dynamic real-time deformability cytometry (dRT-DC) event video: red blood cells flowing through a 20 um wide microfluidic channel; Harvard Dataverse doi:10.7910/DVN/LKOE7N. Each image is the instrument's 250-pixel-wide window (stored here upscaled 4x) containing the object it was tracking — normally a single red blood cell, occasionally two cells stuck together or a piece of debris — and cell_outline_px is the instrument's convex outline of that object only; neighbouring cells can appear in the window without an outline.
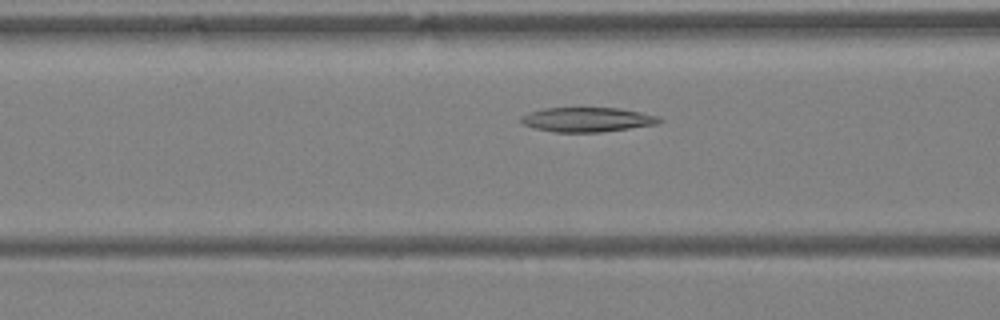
{"species": "Egyptian fruit bat (a non-hibernating species)", "species_latin": "Rousettus aegyptiacus", "temperature_condition": "warm", "stored_images_in_passage": 26, "camera_frame_rate_fps": 3000, "um_per_image_px": 0.085, "animal": {"sex": "female"}, "frame": {"image": 1, "passage_image": 4, "time_ms": 1.0, "image_size_px": [1000, 320], "cell_outline_px": [[664, 120], [660, 124], [600, 132], [552, 132], [536, 128], [524, 124], [520, 120], [520, 116], [528, 112], [544, 108], [620, 108], [660, 116]], "centroid_in_image_um": [49.96, 10.16], "position_along_channel_um": 116.6, "area_um2": 19.88}}
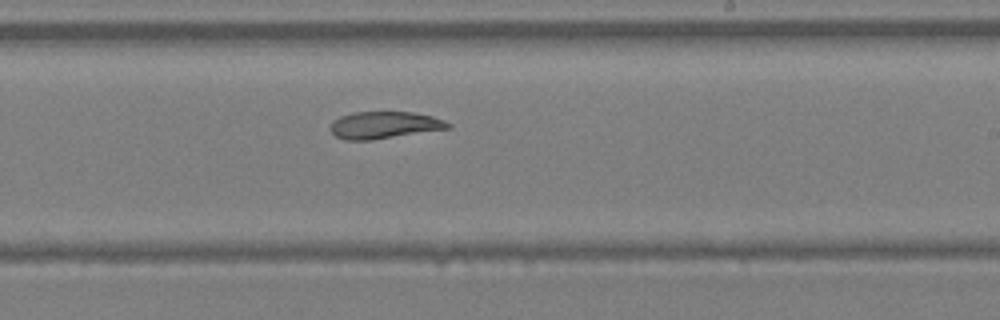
{"frame": {"image": 2, "passage_image": 13, "time_ms": 4.0, "image_size_px": [1000, 320], "cell_outline_px": [[452, 128], [372, 140], [344, 140], [336, 136], [328, 128], [332, 120], [340, 116], [352, 112], [412, 112], [432, 116], [444, 120], [452, 124]], "centroid_in_image_um": [32.65, 10.63], "position_along_channel_um": 256.4, "area_um2": 18.79}}
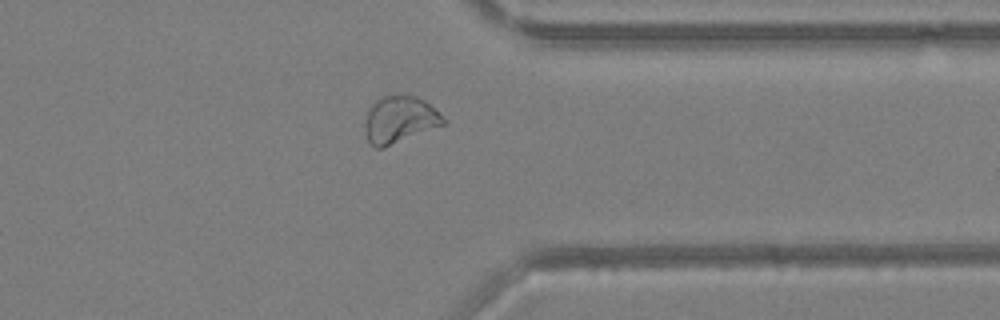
{"frame": {"image": 3, "passage_image": 21, "time_ms": 6.667, "image_size_px": [1000, 320], "cell_outline_px": [[444, 124], [384, 148], [376, 148], [368, 140], [364, 128], [364, 120], [368, 108], [376, 100], [384, 96], [416, 96], [424, 100], [444, 120]], "centroid_in_image_um": [33.89, 10.18], "position_along_channel_um": 377.5, "area_um2": 20.98}, "authors_computed_cell_mechanics": {"area_um2": 19.5653, "velocity_mm_per_s": 4.6634, "shape_relaxation_time_tau1_ms": null, "shape_relaxation_time_tau2_ms": 1.902, "deformation_change_tau1": null, "deformation_change_tau2": 0.0671}}